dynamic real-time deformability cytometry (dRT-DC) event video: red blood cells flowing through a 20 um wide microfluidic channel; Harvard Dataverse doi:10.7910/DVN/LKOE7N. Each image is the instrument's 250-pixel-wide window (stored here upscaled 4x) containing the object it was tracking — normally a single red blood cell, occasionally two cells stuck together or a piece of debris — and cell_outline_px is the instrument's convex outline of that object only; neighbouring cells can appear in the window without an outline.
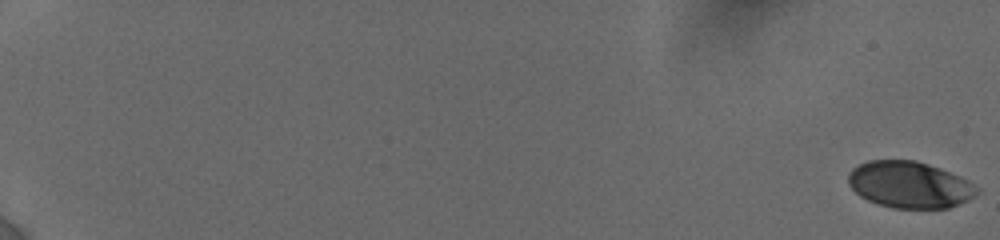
{"species": "human", "species_latin": "Homo sapiens", "temperature_condition": "cold", "stored_images_in_passage": 32, "camera_frame_rate_fps": 3000, "um_per_image_px": 0.085, "donor": {"sex": "female"}, "frame": {"image": 1, "passage_image": 1, "time_ms": 0.0, "image_size_px": [1000, 240], "cell_outline_px": [[980, 192], [976, 196], [968, 200], [948, 208], [892, 208], [868, 200], [860, 196], [848, 184], [848, 172], [852, 168], [868, 160], [916, 160], [940, 168], [968, 180], [980, 188]], "centroid_in_image_um": [77.33, 15.7], "position_along_channel_um": 7.7, "area_um2": 35.03}}
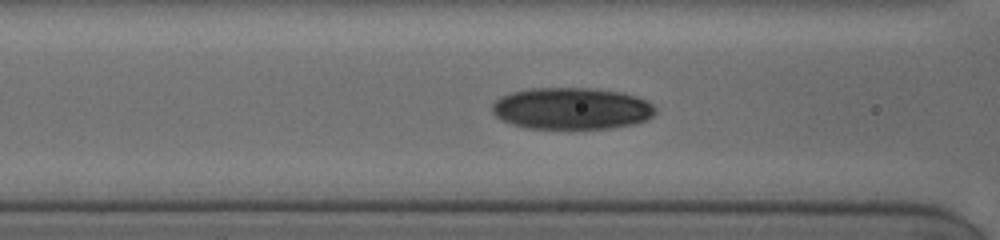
{"frame": {"image": 2, "passage_image": 25, "time_ms": 9.0, "image_size_px": [1000, 240], "cell_outline_px": [[656, 112], [652, 116], [644, 120], [632, 124], [612, 128], [524, 128], [512, 124], [496, 116], [492, 112], [492, 104], [500, 96], [512, 92], [528, 88], [592, 88], [620, 92], [636, 96], [652, 104], [656, 108]], "centroid_in_image_um": [48.56, 9.21], "position_along_channel_um": 118.0, "area_um2": 39.65}}
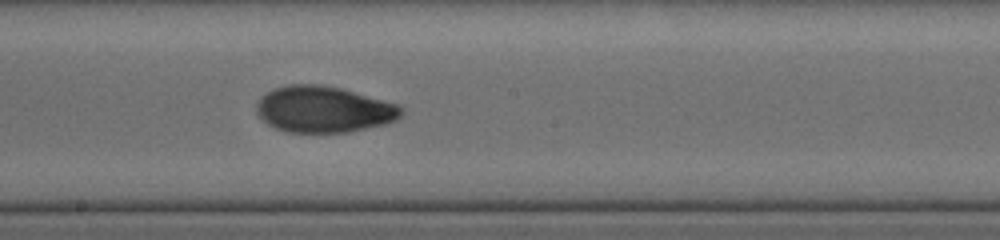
{"frame": {"image": 3, "passage_image": 32, "time_ms": 11.667, "image_size_px": [1000, 240], "cell_outline_px": [[404, 112], [396, 120], [384, 124], [348, 132], [288, 132], [276, 128], [268, 124], [256, 112], [256, 104], [260, 96], [276, 88], [288, 84], [320, 84], [340, 88], [400, 104], [404, 108]], "centroid_in_image_um": [27.53, 9.29], "position_along_channel_um": 220.7, "area_um2": 39.07}}